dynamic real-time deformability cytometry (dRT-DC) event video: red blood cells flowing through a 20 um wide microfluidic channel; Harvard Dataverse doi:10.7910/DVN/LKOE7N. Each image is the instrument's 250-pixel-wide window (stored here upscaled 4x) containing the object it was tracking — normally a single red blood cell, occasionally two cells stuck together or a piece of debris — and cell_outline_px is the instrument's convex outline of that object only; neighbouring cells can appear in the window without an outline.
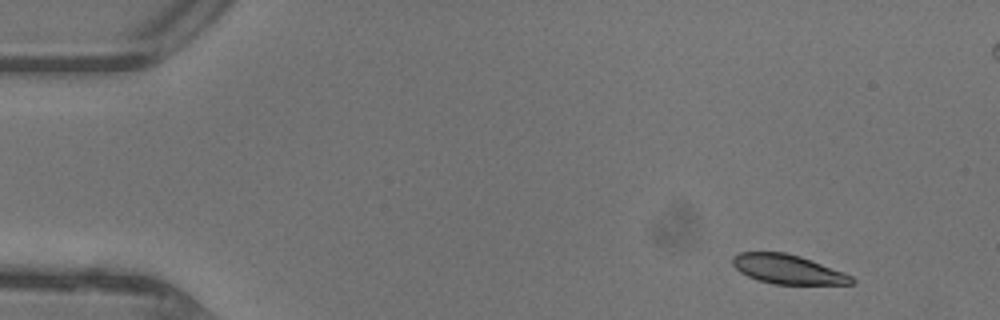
{"species": "common noctule bat (a hibernating species)", "species_latin": "Nyctalus noctula", "temperature_condition": "warm", "stored_images_in_passage": 44, "camera_frame_rate_fps": 3000, "um_per_image_px": 0.085, "animal": {"sex": "female"}, "frame": {"image": 1, "passage_image": 1, "time_ms": 0.0, "image_size_px": [1000, 320], "cell_outline_px": [[856, 284], [772, 284], [748, 276], [740, 272], [732, 264], [732, 256], [740, 252], [784, 252], [800, 256], [844, 272], [852, 276], [856, 280]], "centroid_in_image_um": [66.97, 22.89], "position_along_channel_um": 18.0, "area_um2": 20.29}}
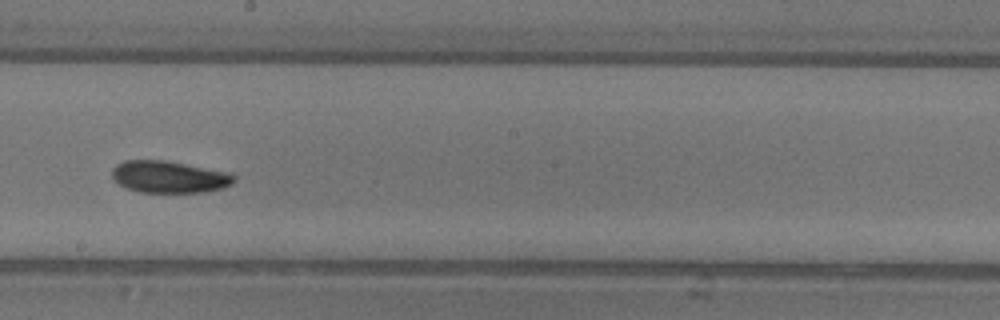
{"frame": {"image": 2, "passage_image": 23, "time_ms": 7.333, "image_size_px": [1000, 320], "cell_outline_px": [[236, 180], [232, 184], [224, 188], [204, 192], [140, 192], [124, 188], [112, 176], [112, 168], [116, 164], [124, 160], [164, 160], [232, 172], [236, 176]], "centroid_in_image_um": [14.42, 15.03], "position_along_channel_um": 233.8, "area_um2": 23.0}}
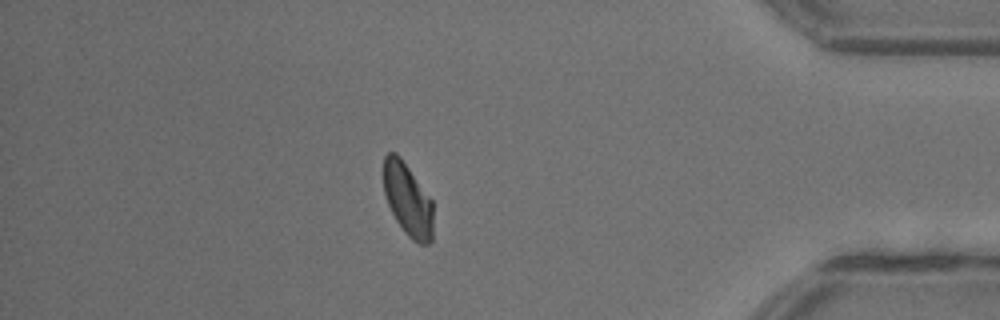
{"frame": {"image": 3, "passage_image": 37, "time_ms": 12.0, "image_size_px": [1000, 320], "cell_outline_px": [[432, 240], [428, 244], [420, 244], [412, 240], [404, 232], [396, 220], [388, 204], [384, 192], [384, 156], [388, 152], [396, 152], [400, 156], [432, 200]], "centroid_in_image_um": [34.65, 16.97], "position_along_channel_um": 400.5, "area_um2": 20.92}, "authors_computed_cell_mechanics": {"area_um2": 21.9062, "velocity_mm_per_s": 4.4239, "shape_relaxation_time_tau1_ms": 3.2281, "shape_relaxation_time_tau2_ms": 3.0702, "deformation_change_tau1": 0.1226, "deformation_change_tau2": 0.0736}}